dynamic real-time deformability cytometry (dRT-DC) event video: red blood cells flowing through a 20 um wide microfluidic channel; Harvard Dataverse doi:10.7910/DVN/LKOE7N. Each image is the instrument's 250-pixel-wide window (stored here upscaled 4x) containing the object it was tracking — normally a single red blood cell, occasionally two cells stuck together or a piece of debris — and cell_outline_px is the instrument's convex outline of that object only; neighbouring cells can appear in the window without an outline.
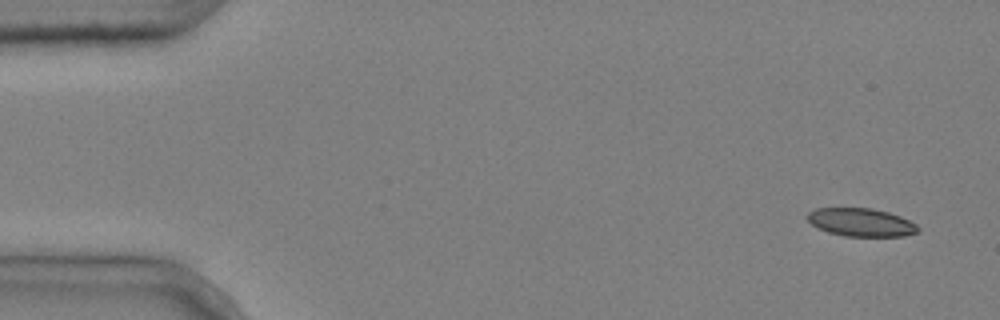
{"species": "common noctule bat (a hibernating species)", "species_latin": "Nyctalus noctula", "temperature_condition": "cold", "stored_images_in_passage": 10, "camera_frame_rate_fps": 3000, "um_per_image_px": 0.085, "animal": {"sex": "male", "body_mass_g": 20.4}, "frame": {"image": 1, "passage_image": 1, "time_ms": 0.0, "image_size_px": [1000, 320], "cell_outline_px": [[920, 228], [916, 232], [904, 236], [844, 236], [828, 232], [812, 224], [808, 220], [808, 212], [816, 208], [872, 208], [888, 212], [900, 216], [916, 224]], "centroid_in_image_um": [73.2, 18.89], "position_along_channel_um": 11.8, "area_um2": 17.98}}
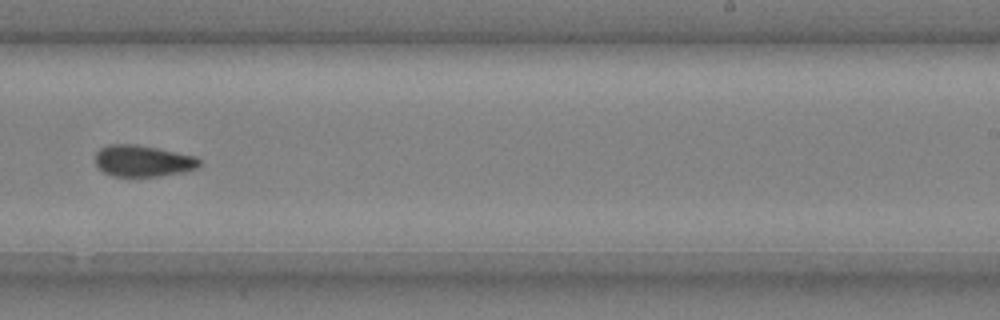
{"frame": {"image": 2, "passage_image": 9, "time_ms": 2.667, "image_size_px": [1000, 320], "cell_outline_px": [[200, 164], [196, 168], [184, 172], [160, 176], [112, 176], [104, 172], [96, 164], [96, 152], [100, 148], [108, 144], [136, 144], [196, 156], [200, 160]], "centroid_in_image_um": [12.14, 13.67], "position_along_channel_um": 276.9, "area_um2": 19.02}}
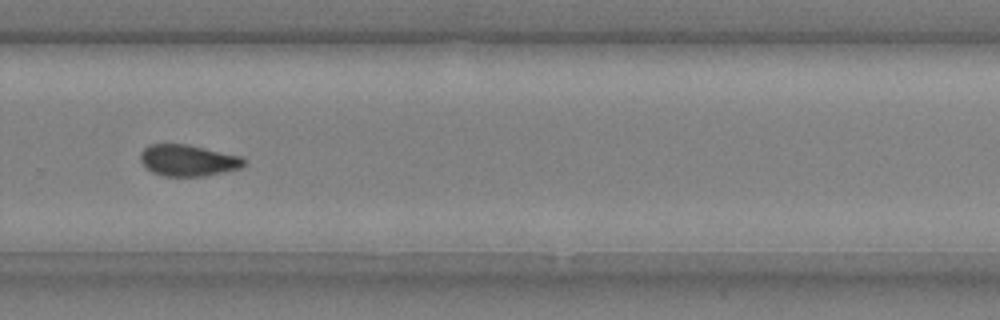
{"frame": {"image": 3, "passage_image": 10, "time_ms": 3.0, "image_size_px": [1000, 320], "cell_outline_px": [[248, 160], [240, 168], [204, 176], [164, 176], [152, 172], [140, 160], [140, 152], [148, 144], [188, 144], [244, 156]], "centroid_in_image_um": [16.02, 13.62], "position_along_channel_um": 313.8, "area_um2": 19.13}}